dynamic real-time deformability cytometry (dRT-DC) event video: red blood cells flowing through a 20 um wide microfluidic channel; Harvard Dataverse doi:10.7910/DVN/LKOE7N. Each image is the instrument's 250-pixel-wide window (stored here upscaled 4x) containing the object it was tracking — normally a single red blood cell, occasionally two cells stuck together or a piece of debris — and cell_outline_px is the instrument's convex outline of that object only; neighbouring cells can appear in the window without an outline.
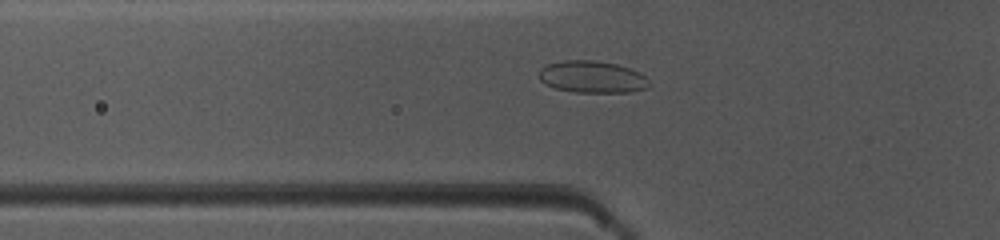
{"species": "common noctule bat (a hibernating species)", "species_latin": "Nyctalus noctula", "temperature_condition": "warm", "stored_images_in_passage": 27, "camera_frame_rate_fps": 3000, "um_per_image_px": 0.085, "animal": {"sex": "female", "body_mass_g": 10.0, "forearm_length_mm": 53.1}, "frame": {"image": 1, "passage_image": 2, "time_ms": 0.333, "image_size_px": [1000, 240], "cell_outline_px": [[652, 84], [648, 88], [632, 92], [576, 92], [556, 88], [544, 84], [540, 80], [540, 68], [548, 64], [564, 60], [596, 60], [616, 64], [628, 68], [644, 76]], "centroid_in_image_um": [50.34, 6.54], "position_along_channel_um": 75.5, "area_um2": 20.46}}
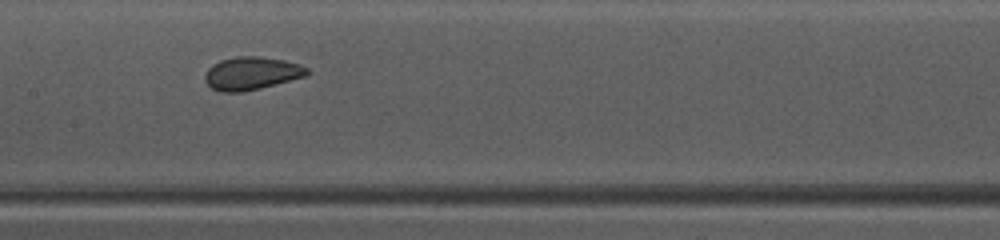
{"frame": {"image": 2, "passage_image": 10, "time_ms": 3.0, "image_size_px": [1000, 240], "cell_outline_px": [[308, 72], [304, 76], [276, 84], [260, 88], [240, 92], [220, 92], [212, 88], [204, 80], [204, 76], [208, 68], [212, 64], [220, 60], [236, 56], [260, 56], [284, 60], [300, 64], [308, 68]], "centroid_in_image_um": [21.34, 6.22], "position_along_channel_um": 186.1, "area_um2": 19.59}}
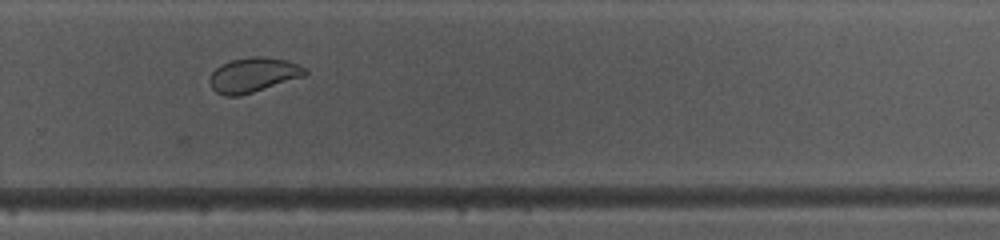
{"frame": {"image": 3, "passage_image": 19, "time_ms": 6.0, "image_size_px": [1000, 240], "cell_outline_px": [[308, 72], [304, 76], [240, 96], [224, 96], [216, 92], [212, 88], [208, 80], [212, 72], [220, 64], [232, 60], [252, 56], [264, 56], [288, 60], [304, 68]], "centroid_in_image_um": [21.49, 6.36], "position_along_channel_um": 308.3, "area_um2": 19.25}}